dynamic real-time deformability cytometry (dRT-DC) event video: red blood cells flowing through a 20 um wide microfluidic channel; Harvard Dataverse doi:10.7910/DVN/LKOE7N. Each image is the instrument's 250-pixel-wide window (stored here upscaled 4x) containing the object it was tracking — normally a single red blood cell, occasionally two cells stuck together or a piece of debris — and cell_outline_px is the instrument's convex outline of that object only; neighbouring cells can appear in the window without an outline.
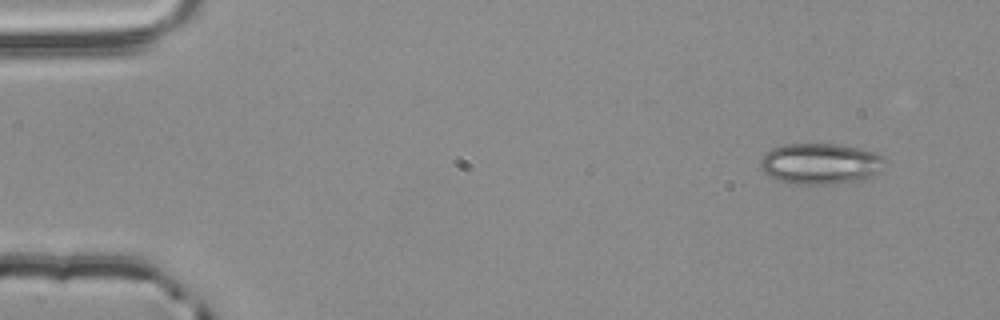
{"species": "common noctule bat (a hibernating species)", "species_latin": "Nyctalus noctula", "temperature_condition": "room temperature", "stored_images_in_passage": 3, "camera_frame_rate_fps": 3000, "um_per_image_px": 0.085, "animal": {"sex": "male", "body_mass_g": 20.4}, "frame": {"image": 1, "passage_image": 1, "time_ms": 0.0, "image_size_px": [1000, 320], "cell_outline_px": [[884, 168], [872, 176], [864, 180], [832, 184], [788, 184], [776, 180], [764, 172], [760, 168], [760, 160], [772, 148], [784, 144], [836, 144], [876, 152], [884, 156]], "centroid_in_image_um": [69.74, 13.93], "position_along_channel_um": 15.3, "area_um2": 29.94}}